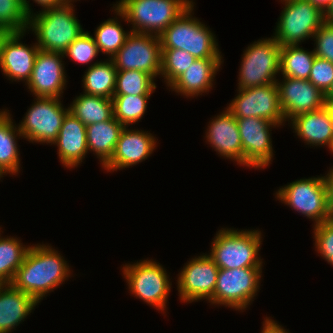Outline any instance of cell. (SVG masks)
Segmentation results:
<instances>
[{
    "label": "cell",
    "mask_w": 333,
    "mask_h": 333,
    "mask_svg": "<svg viewBox=\"0 0 333 333\" xmlns=\"http://www.w3.org/2000/svg\"><path fill=\"white\" fill-rule=\"evenodd\" d=\"M49 245L30 246L11 284L37 303L70 275L64 257Z\"/></svg>",
    "instance_id": "6da1fadb"
},
{
    "label": "cell",
    "mask_w": 333,
    "mask_h": 333,
    "mask_svg": "<svg viewBox=\"0 0 333 333\" xmlns=\"http://www.w3.org/2000/svg\"><path fill=\"white\" fill-rule=\"evenodd\" d=\"M194 2L192 0H120L116 15L131 23L132 32L159 36Z\"/></svg>",
    "instance_id": "7a4b0ae2"
},
{
    "label": "cell",
    "mask_w": 333,
    "mask_h": 333,
    "mask_svg": "<svg viewBox=\"0 0 333 333\" xmlns=\"http://www.w3.org/2000/svg\"><path fill=\"white\" fill-rule=\"evenodd\" d=\"M73 8L65 3L29 17L28 29L35 33L39 50L63 53L84 32Z\"/></svg>",
    "instance_id": "3957f363"
},
{
    "label": "cell",
    "mask_w": 333,
    "mask_h": 333,
    "mask_svg": "<svg viewBox=\"0 0 333 333\" xmlns=\"http://www.w3.org/2000/svg\"><path fill=\"white\" fill-rule=\"evenodd\" d=\"M194 3L160 35L162 49H181L196 59L222 58L216 37L205 24L191 15Z\"/></svg>",
    "instance_id": "277c9868"
},
{
    "label": "cell",
    "mask_w": 333,
    "mask_h": 333,
    "mask_svg": "<svg viewBox=\"0 0 333 333\" xmlns=\"http://www.w3.org/2000/svg\"><path fill=\"white\" fill-rule=\"evenodd\" d=\"M261 231L222 228L213 238L208 254L219 269L262 267L258 257L261 249Z\"/></svg>",
    "instance_id": "5b68a950"
},
{
    "label": "cell",
    "mask_w": 333,
    "mask_h": 333,
    "mask_svg": "<svg viewBox=\"0 0 333 333\" xmlns=\"http://www.w3.org/2000/svg\"><path fill=\"white\" fill-rule=\"evenodd\" d=\"M282 2L285 7L276 25L275 36H272L281 47L299 45L313 37L325 22L324 12L308 0H283Z\"/></svg>",
    "instance_id": "8992f818"
},
{
    "label": "cell",
    "mask_w": 333,
    "mask_h": 333,
    "mask_svg": "<svg viewBox=\"0 0 333 333\" xmlns=\"http://www.w3.org/2000/svg\"><path fill=\"white\" fill-rule=\"evenodd\" d=\"M276 197L298 213L313 219L314 226L333 218L324 176L294 181L278 189Z\"/></svg>",
    "instance_id": "52a82bcc"
},
{
    "label": "cell",
    "mask_w": 333,
    "mask_h": 333,
    "mask_svg": "<svg viewBox=\"0 0 333 333\" xmlns=\"http://www.w3.org/2000/svg\"><path fill=\"white\" fill-rule=\"evenodd\" d=\"M281 46L272 37L254 42L245 50L239 72L238 89L276 83L280 73Z\"/></svg>",
    "instance_id": "ba28073f"
},
{
    "label": "cell",
    "mask_w": 333,
    "mask_h": 333,
    "mask_svg": "<svg viewBox=\"0 0 333 333\" xmlns=\"http://www.w3.org/2000/svg\"><path fill=\"white\" fill-rule=\"evenodd\" d=\"M122 269L133 295L158 310H165L171 283L160 263L148 259L140 260L132 265L125 264Z\"/></svg>",
    "instance_id": "9c48e42d"
},
{
    "label": "cell",
    "mask_w": 333,
    "mask_h": 333,
    "mask_svg": "<svg viewBox=\"0 0 333 333\" xmlns=\"http://www.w3.org/2000/svg\"><path fill=\"white\" fill-rule=\"evenodd\" d=\"M262 267L219 269L211 304L244 310L259 289Z\"/></svg>",
    "instance_id": "30bf717a"
},
{
    "label": "cell",
    "mask_w": 333,
    "mask_h": 333,
    "mask_svg": "<svg viewBox=\"0 0 333 333\" xmlns=\"http://www.w3.org/2000/svg\"><path fill=\"white\" fill-rule=\"evenodd\" d=\"M161 58L159 36L131 31L111 60L117 71L140 70L155 79L161 72Z\"/></svg>",
    "instance_id": "8fae6325"
},
{
    "label": "cell",
    "mask_w": 333,
    "mask_h": 333,
    "mask_svg": "<svg viewBox=\"0 0 333 333\" xmlns=\"http://www.w3.org/2000/svg\"><path fill=\"white\" fill-rule=\"evenodd\" d=\"M35 99L18 129L29 142L52 145L69 108L63 107L60 98L37 97Z\"/></svg>",
    "instance_id": "7c38bea8"
},
{
    "label": "cell",
    "mask_w": 333,
    "mask_h": 333,
    "mask_svg": "<svg viewBox=\"0 0 333 333\" xmlns=\"http://www.w3.org/2000/svg\"><path fill=\"white\" fill-rule=\"evenodd\" d=\"M227 107L235 118H263L279 126L285 122L276 83L238 89V95Z\"/></svg>",
    "instance_id": "4fadbf2b"
},
{
    "label": "cell",
    "mask_w": 333,
    "mask_h": 333,
    "mask_svg": "<svg viewBox=\"0 0 333 333\" xmlns=\"http://www.w3.org/2000/svg\"><path fill=\"white\" fill-rule=\"evenodd\" d=\"M236 122L242 141V165L264 169L274 154L269 131L279 125L257 117L236 118Z\"/></svg>",
    "instance_id": "5bb4252c"
},
{
    "label": "cell",
    "mask_w": 333,
    "mask_h": 333,
    "mask_svg": "<svg viewBox=\"0 0 333 333\" xmlns=\"http://www.w3.org/2000/svg\"><path fill=\"white\" fill-rule=\"evenodd\" d=\"M219 267L208 254L192 258L183 267L177 280L181 301H210L214 296Z\"/></svg>",
    "instance_id": "9a60e30c"
},
{
    "label": "cell",
    "mask_w": 333,
    "mask_h": 333,
    "mask_svg": "<svg viewBox=\"0 0 333 333\" xmlns=\"http://www.w3.org/2000/svg\"><path fill=\"white\" fill-rule=\"evenodd\" d=\"M276 84L285 121L325 106V94L309 80L284 77Z\"/></svg>",
    "instance_id": "2e32d148"
},
{
    "label": "cell",
    "mask_w": 333,
    "mask_h": 333,
    "mask_svg": "<svg viewBox=\"0 0 333 333\" xmlns=\"http://www.w3.org/2000/svg\"><path fill=\"white\" fill-rule=\"evenodd\" d=\"M63 57L60 52H37L31 77L25 84L34 96L60 98L66 85Z\"/></svg>",
    "instance_id": "e0dca14e"
},
{
    "label": "cell",
    "mask_w": 333,
    "mask_h": 333,
    "mask_svg": "<svg viewBox=\"0 0 333 333\" xmlns=\"http://www.w3.org/2000/svg\"><path fill=\"white\" fill-rule=\"evenodd\" d=\"M156 139L151 134L124 127L116 143L111 159L102 167L107 172L128 168L144 161L156 147Z\"/></svg>",
    "instance_id": "ac0fdd59"
},
{
    "label": "cell",
    "mask_w": 333,
    "mask_h": 333,
    "mask_svg": "<svg viewBox=\"0 0 333 333\" xmlns=\"http://www.w3.org/2000/svg\"><path fill=\"white\" fill-rule=\"evenodd\" d=\"M26 32H11L2 47L0 68L12 82L29 81L39 51L37 43L30 47L20 42Z\"/></svg>",
    "instance_id": "d6986e66"
},
{
    "label": "cell",
    "mask_w": 333,
    "mask_h": 333,
    "mask_svg": "<svg viewBox=\"0 0 333 333\" xmlns=\"http://www.w3.org/2000/svg\"><path fill=\"white\" fill-rule=\"evenodd\" d=\"M206 140L218 154L242 165V141L236 118L226 108L208 124Z\"/></svg>",
    "instance_id": "ffe728a7"
},
{
    "label": "cell",
    "mask_w": 333,
    "mask_h": 333,
    "mask_svg": "<svg viewBox=\"0 0 333 333\" xmlns=\"http://www.w3.org/2000/svg\"><path fill=\"white\" fill-rule=\"evenodd\" d=\"M52 144L57 145L59 159L65 167L80 165L88 152L86 126L68 111Z\"/></svg>",
    "instance_id": "44dd1931"
},
{
    "label": "cell",
    "mask_w": 333,
    "mask_h": 333,
    "mask_svg": "<svg viewBox=\"0 0 333 333\" xmlns=\"http://www.w3.org/2000/svg\"><path fill=\"white\" fill-rule=\"evenodd\" d=\"M221 59H197L187 68V71L178 76L169 85L170 89L186 97H194L209 92L213 87V79L223 62Z\"/></svg>",
    "instance_id": "7402d4cb"
},
{
    "label": "cell",
    "mask_w": 333,
    "mask_h": 333,
    "mask_svg": "<svg viewBox=\"0 0 333 333\" xmlns=\"http://www.w3.org/2000/svg\"><path fill=\"white\" fill-rule=\"evenodd\" d=\"M295 133L310 146L327 145L333 152V127L329 111L324 106L291 119Z\"/></svg>",
    "instance_id": "603a6c76"
},
{
    "label": "cell",
    "mask_w": 333,
    "mask_h": 333,
    "mask_svg": "<svg viewBox=\"0 0 333 333\" xmlns=\"http://www.w3.org/2000/svg\"><path fill=\"white\" fill-rule=\"evenodd\" d=\"M38 303L11 283L0 284V333H9Z\"/></svg>",
    "instance_id": "cb8c5ba5"
},
{
    "label": "cell",
    "mask_w": 333,
    "mask_h": 333,
    "mask_svg": "<svg viewBox=\"0 0 333 333\" xmlns=\"http://www.w3.org/2000/svg\"><path fill=\"white\" fill-rule=\"evenodd\" d=\"M123 128L114 117L86 126L88 150L99 158L102 167L111 159Z\"/></svg>",
    "instance_id": "d4e9b609"
},
{
    "label": "cell",
    "mask_w": 333,
    "mask_h": 333,
    "mask_svg": "<svg viewBox=\"0 0 333 333\" xmlns=\"http://www.w3.org/2000/svg\"><path fill=\"white\" fill-rule=\"evenodd\" d=\"M10 113L0 111V172L5 175L17 174L20 170V158L17 147L18 136L23 138L18 126L13 125ZM16 133V134H15ZM18 135V136H17Z\"/></svg>",
    "instance_id": "484cf974"
},
{
    "label": "cell",
    "mask_w": 333,
    "mask_h": 333,
    "mask_svg": "<svg viewBox=\"0 0 333 333\" xmlns=\"http://www.w3.org/2000/svg\"><path fill=\"white\" fill-rule=\"evenodd\" d=\"M68 108L69 112L85 126L101 123L114 117L112 99L97 95L81 94Z\"/></svg>",
    "instance_id": "4316f807"
},
{
    "label": "cell",
    "mask_w": 333,
    "mask_h": 333,
    "mask_svg": "<svg viewBox=\"0 0 333 333\" xmlns=\"http://www.w3.org/2000/svg\"><path fill=\"white\" fill-rule=\"evenodd\" d=\"M117 69L109 58L92 64L85 72L82 82L84 93L112 99L116 87Z\"/></svg>",
    "instance_id": "83f0119b"
},
{
    "label": "cell",
    "mask_w": 333,
    "mask_h": 333,
    "mask_svg": "<svg viewBox=\"0 0 333 333\" xmlns=\"http://www.w3.org/2000/svg\"><path fill=\"white\" fill-rule=\"evenodd\" d=\"M315 52L304 50L299 45H287L280 50V72L283 77L309 79L315 60Z\"/></svg>",
    "instance_id": "f1b7e54d"
},
{
    "label": "cell",
    "mask_w": 333,
    "mask_h": 333,
    "mask_svg": "<svg viewBox=\"0 0 333 333\" xmlns=\"http://www.w3.org/2000/svg\"><path fill=\"white\" fill-rule=\"evenodd\" d=\"M20 242L16 237L2 238L0 235V284L11 283L23 263L30 246Z\"/></svg>",
    "instance_id": "f546056e"
},
{
    "label": "cell",
    "mask_w": 333,
    "mask_h": 333,
    "mask_svg": "<svg viewBox=\"0 0 333 333\" xmlns=\"http://www.w3.org/2000/svg\"><path fill=\"white\" fill-rule=\"evenodd\" d=\"M155 89L154 78L143 71H117L114 95L151 96Z\"/></svg>",
    "instance_id": "4dcf8cb0"
},
{
    "label": "cell",
    "mask_w": 333,
    "mask_h": 333,
    "mask_svg": "<svg viewBox=\"0 0 333 333\" xmlns=\"http://www.w3.org/2000/svg\"><path fill=\"white\" fill-rule=\"evenodd\" d=\"M118 18L107 19L97 27L95 31L94 41L98 46L99 52L108 54L110 59L124 45L131 30L127 33L123 30Z\"/></svg>",
    "instance_id": "1f68e13d"
},
{
    "label": "cell",
    "mask_w": 333,
    "mask_h": 333,
    "mask_svg": "<svg viewBox=\"0 0 333 333\" xmlns=\"http://www.w3.org/2000/svg\"><path fill=\"white\" fill-rule=\"evenodd\" d=\"M150 96L113 95L114 118L124 127L141 120Z\"/></svg>",
    "instance_id": "d6a6232c"
},
{
    "label": "cell",
    "mask_w": 333,
    "mask_h": 333,
    "mask_svg": "<svg viewBox=\"0 0 333 333\" xmlns=\"http://www.w3.org/2000/svg\"><path fill=\"white\" fill-rule=\"evenodd\" d=\"M197 59L181 49H162L161 58V77H164L167 86L182 73L187 71V68L192 65Z\"/></svg>",
    "instance_id": "836d02e7"
},
{
    "label": "cell",
    "mask_w": 333,
    "mask_h": 333,
    "mask_svg": "<svg viewBox=\"0 0 333 333\" xmlns=\"http://www.w3.org/2000/svg\"><path fill=\"white\" fill-rule=\"evenodd\" d=\"M29 17L23 9V0H0V27L10 32L28 29Z\"/></svg>",
    "instance_id": "e575fe53"
},
{
    "label": "cell",
    "mask_w": 333,
    "mask_h": 333,
    "mask_svg": "<svg viewBox=\"0 0 333 333\" xmlns=\"http://www.w3.org/2000/svg\"><path fill=\"white\" fill-rule=\"evenodd\" d=\"M99 53L98 46L96 45L93 36L89 32H83L67 49L63 55L68 56L75 62L81 64H88Z\"/></svg>",
    "instance_id": "d590c367"
},
{
    "label": "cell",
    "mask_w": 333,
    "mask_h": 333,
    "mask_svg": "<svg viewBox=\"0 0 333 333\" xmlns=\"http://www.w3.org/2000/svg\"><path fill=\"white\" fill-rule=\"evenodd\" d=\"M313 227L317 252L333 265V218Z\"/></svg>",
    "instance_id": "8d00e7d4"
},
{
    "label": "cell",
    "mask_w": 333,
    "mask_h": 333,
    "mask_svg": "<svg viewBox=\"0 0 333 333\" xmlns=\"http://www.w3.org/2000/svg\"><path fill=\"white\" fill-rule=\"evenodd\" d=\"M308 80L326 94L333 82V63L316 56Z\"/></svg>",
    "instance_id": "74e56055"
},
{
    "label": "cell",
    "mask_w": 333,
    "mask_h": 333,
    "mask_svg": "<svg viewBox=\"0 0 333 333\" xmlns=\"http://www.w3.org/2000/svg\"><path fill=\"white\" fill-rule=\"evenodd\" d=\"M316 44L314 48L317 57L333 63V22L325 21L314 34Z\"/></svg>",
    "instance_id": "f35d334b"
},
{
    "label": "cell",
    "mask_w": 333,
    "mask_h": 333,
    "mask_svg": "<svg viewBox=\"0 0 333 333\" xmlns=\"http://www.w3.org/2000/svg\"><path fill=\"white\" fill-rule=\"evenodd\" d=\"M263 329L261 333H288L282 325L276 323V321L270 318H264Z\"/></svg>",
    "instance_id": "ab89813d"
},
{
    "label": "cell",
    "mask_w": 333,
    "mask_h": 333,
    "mask_svg": "<svg viewBox=\"0 0 333 333\" xmlns=\"http://www.w3.org/2000/svg\"><path fill=\"white\" fill-rule=\"evenodd\" d=\"M327 196H328V205L331 213L333 214V167L330 169L328 174L324 176Z\"/></svg>",
    "instance_id": "60d3db41"
},
{
    "label": "cell",
    "mask_w": 333,
    "mask_h": 333,
    "mask_svg": "<svg viewBox=\"0 0 333 333\" xmlns=\"http://www.w3.org/2000/svg\"><path fill=\"white\" fill-rule=\"evenodd\" d=\"M38 5L42 6V10L47 8H53L61 6L65 3H67L65 0H33Z\"/></svg>",
    "instance_id": "b9f144b4"
},
{
    "label": "cell",
    "mask_w": 333,
    "mask_h": 333,
    "mask_svg": "<svg viewBox=\"0 0 333 333\" xmlns=\"http://www.w3.org/2000/svg\"><path fill=\"white\" fill-rule=\"evenodd\" d=\"M315 6L319 7L323 12L329 7L332 0H308Z\"/></svg>",
    "instance_id": "7bdbcfd3"
},
{
    "label": "cell",
    "mask_w": 333,
    "mask_h": 333,
    "mask_svg": "<svg viewBox=\"0 0 333 333\" xmlns=\"http://www.w3.org/2000/svg\"><path fill=\"white\" fill-rule=\"evenodd\" d=\"M11 32L5 28L0 27V58L2 53V47L4 44V41L7 39Z\"/></svg>",
    "instance_id": "ee69618b"
},
{
    "label": "cell",
    "mask_w": 333,
    "mask_h": 333,
    "mask_svg": "<svg viewBox=\"0 0 333 333\" xmlns=\"http://www.w3.org/2000/svg\"><path fill=\"white\" fill-rule=\"evenodd\" d=\"M324 18L327 22H333V0L324 12Z\"/></svg>",
    "instance_id": "f6af8a7d"
},
{
    "label": "cell",
    "mask_w": 333,
    "mask_h": 333,
    "mask_svg": "<svg viewBox=\"0 0 333 333\" xmlns=\"http://www.w3.org/2000/svg\"><path fill=\"white\" fill-rule=\"evenodd\" d=\"M325 107L329 111L330 115L333 116V95L325 96Z\"/></svg>",
    "instance_id": "bcb514c9"
},
{
    "label": "cell",
    "mask_w": 333,
    "mask_h": 333,
    "mask_svg": "<svg viewBox=\"0 0 333 333\" xmlns=\"http://www.w3.org/2000/svg\"><path fill=\"white\" fill-rule=\"evenodd\" d=\"M30 7H31V6H30V4H29V1H27V0H23V9H24L25 14H26L28 17H30V16L33 14V12L31 11L32 9H31Z\"/></svg>",
    "instance_id": "7dc6e473"
},
{
    "label": "cell",
    "mask_w": 333,
    "mask_h": 333,
    "mask_svg": "<svg viewBox=\"0 0 333 333\" xmlns=\"http://www.w3.org/2000/svg\"><path fill=\"white\" fill-rule=\"evenodd\" d=\"M331 95H333V82H332L331 89L325 94V96H331Z\"/></svg>",
    "instance_id": "c3c4849f"
},
{
    "label": "cell",
    "mask_w": 333,
    "mask_h": 333,
    "mask_svg": "<svg viewBox=\"0 0 333 333\" xmlns=\"http://www.w3.org/2000/svg\"><path fill=\"white\" fill-rule=\"evenodd\" d=\"M67 3H72L74 0H65Z\"/></svg>",
    "instance_id": "681fc988"
}]
</instances>
